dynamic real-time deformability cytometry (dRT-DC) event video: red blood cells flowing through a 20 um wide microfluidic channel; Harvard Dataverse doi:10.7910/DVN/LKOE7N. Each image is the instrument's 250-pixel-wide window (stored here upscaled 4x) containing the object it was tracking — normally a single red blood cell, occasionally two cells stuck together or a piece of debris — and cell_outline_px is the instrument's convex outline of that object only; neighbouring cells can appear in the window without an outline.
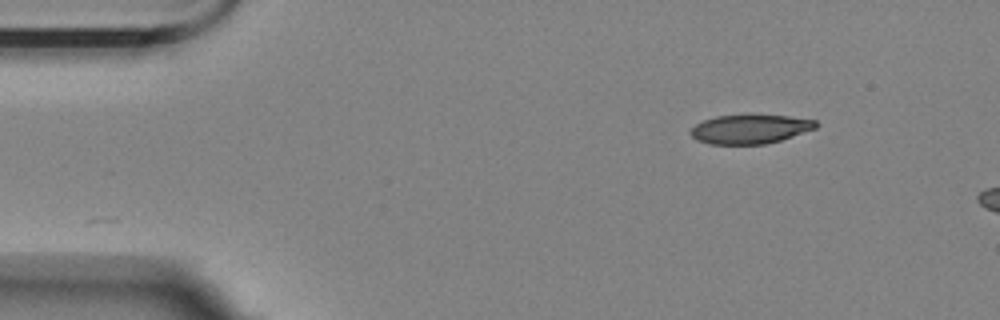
{"species": "Egyptian fruit bat (a non-hibernating species)", "species_latin": "Rousettus aegyptiacus", "temperature_condition": "room temperature", "stored_images_in_passage": 6, "camera_frame_rate_fps": 3000, "um_per_image_px": 0.085, "animal": {"sex": "female"}, "frame": {"image": 1, "passage_image": 1, "time_ms": 0.0, "image_size_px": [1000, 320], "cell_outline_px": [[820, 124], [816, 128], [780, 140], [764, 144], [708, 144], [696, 140], [688, 132], [696, 124], [704, 120], [716, 116], [788, 116], [816, 120]], "centroid_in_image_um": [63.74, 10.99], "position_along_channel_um": 21.3, "area_um2": 20.92}}